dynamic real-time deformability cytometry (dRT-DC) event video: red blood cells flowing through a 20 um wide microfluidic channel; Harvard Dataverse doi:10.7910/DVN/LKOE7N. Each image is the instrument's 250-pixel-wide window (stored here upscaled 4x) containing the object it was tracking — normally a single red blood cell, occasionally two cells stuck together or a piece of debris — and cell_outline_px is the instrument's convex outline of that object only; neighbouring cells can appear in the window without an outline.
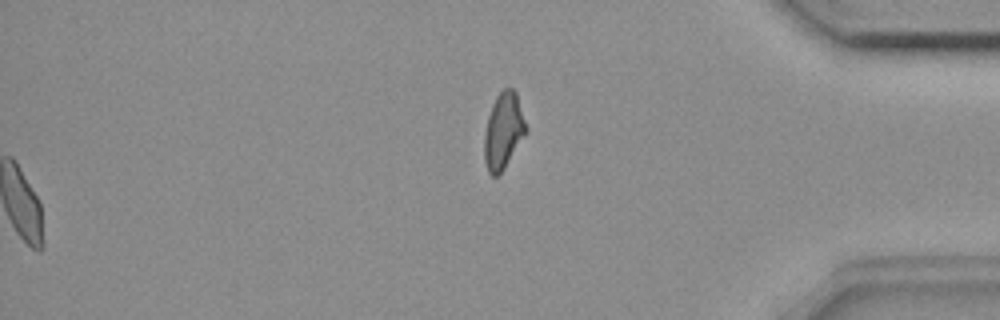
{"species": "common noctule bat (a hibernating species)", "species_latin": "Nyctalus noctula", "temperature_condition": "room temperature", "stored_images_in_passage": 55, "segment_of_instrument_passage": [2, 2], "camera_frame_rate_fps": 3000, "um_per_image_px": 0.085, "animal": {"sex": "female", "body_mass_g": 18.4}, "frame": {"image": 1, "passage_image": 55, "time_ms": 18.0, "image_size_px": [1000, 320], "cell_outline_px": [[528, 132], [500, 176], [492, 176], [488, 172], [484, 160], [484, 132], [488, 116], [492, 104], [496, 96], [504, 88], [512, 88], [516, 92], [528, 128]], "centroid_in_image_um": [42.8, 11.16], "position_along_channel_um": 392.4, "area_um2": 18.96}}